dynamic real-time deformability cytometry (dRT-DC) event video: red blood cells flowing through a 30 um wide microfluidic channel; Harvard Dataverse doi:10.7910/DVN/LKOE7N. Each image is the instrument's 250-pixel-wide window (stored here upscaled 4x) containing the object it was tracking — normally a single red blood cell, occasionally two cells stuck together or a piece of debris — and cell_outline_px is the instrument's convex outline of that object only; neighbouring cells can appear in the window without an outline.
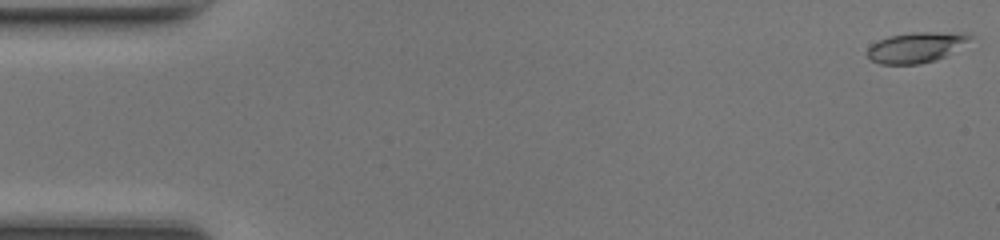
{"species": "common noctule bat (a hibernating species)", "species_latin": "Nyctalus noctula", "temperature_condition": "room temperature", "stored_images_in_passage": 48, "camera_frame_rate_fps": 3000, "um_per_image_px": 0.085, "animal": {"sex": "female", "body_mass_g": 17.0, "forearm_length_mm": 48.0}, "frame": {"image": 1, "passage_image": 1, "time_ms": 0.0, "image_size_px": [1000, 240], "cell_outline_px": [[976, 36], [944, 56], [936, 60], [920, 64], [880, 64], [872, 60], [868, 56], [868, 48], [872, 44], [888, 36], [912, 32], [968, 32]], "centroid_in_image_um": [77.9, 4.01], "position_along_channel_um": 7.1, "area_um2": 18.15}}
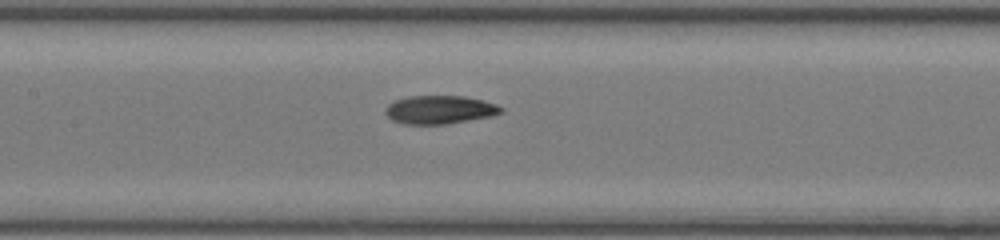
{"frame": {"image": 2, "passage_image": 23, "time_ms": 7.333, "image_size_px": [1000, 240], "cell_outline_px": [[504, 112], [492, 116], [448, 124], [404, 124], [392, 120], [384, 112], [384, 108], [388, 104], [396, 100], [408, 96], [464, 96], [496, 104], [504, 108]], "centroid_in_image_um": [37.37, 9.33], "position_along_channel_um": 170.0, "area_um2": 19.19}}
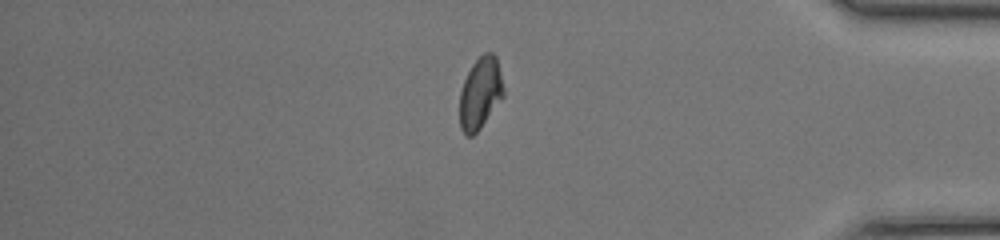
{"frame": {"image": 3, "passage_image": 41, "time_ms": 13.333, "image_size_px": [1000, 240], "cell_outline_px": [[504, 96], [480, 128], [472, 136], [464, 136], [460, 128], [460, 92], [464, 80], [472, 64], [484, 52], [492, 52], [496, 56], [504, 88]], "centroid_in_image_um": [40.82, 7.93], "position_along_channel_um": 394.4, "area_um2": 18.32}, "authors_computed_cell_mechanics": {"area_um2": 18.6983, "velocity_mm_per_s": 4.2815, "shape_relaxation_time_tau1_ms": 5.9182, "shape_relaxation_time_tau2_ms": 1.7824, "deformation_change_tau1": 0.205, "deformation_change_tau2": 0.0635}}